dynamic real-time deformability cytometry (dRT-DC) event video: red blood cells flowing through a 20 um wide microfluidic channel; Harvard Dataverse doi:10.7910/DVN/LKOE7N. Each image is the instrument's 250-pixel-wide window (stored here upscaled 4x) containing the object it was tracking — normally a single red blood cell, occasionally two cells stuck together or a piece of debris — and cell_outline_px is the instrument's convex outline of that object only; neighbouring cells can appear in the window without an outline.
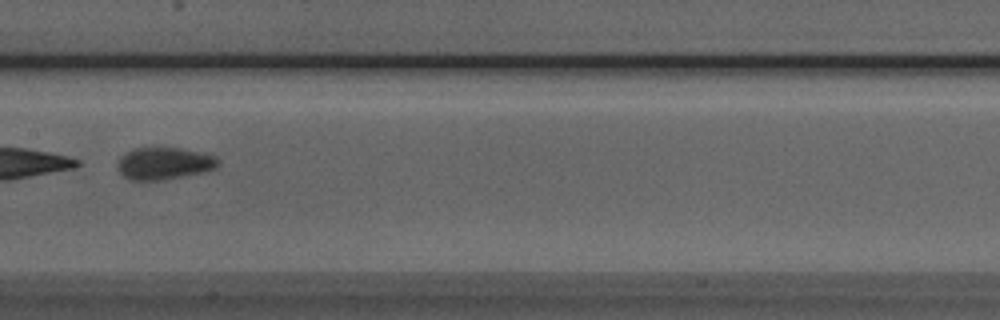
{"species": "Egyptian fruit bat (a non-hibernating species)", "species_latin": "Rousettus aegyptiacus", "temperature_condition": "room temperature", "stored_images_in_passage": 7, "camera_frame_rate_fps": 3000, "um_per_image_px": 0.085, "animal": {"sex": "male"}, "frame": {"image": 1, "passage_image": 7, "time_ms": 7.667, "image_size_px": [1000, 320], "cell_outline_px": [[220, 164], [216, 168], [204, 172], [164, 180], [132, 180], [124, 176], [116, 168], [116, 164], [120, 156], [124, 152], [132, 148], [180, 148], [200, 152], [216, 156], [220, 160]], "centroid_in_image_um": [13.94, 13.89], "position_along_channel_um": 193.5, "area_um2": 19.13}}